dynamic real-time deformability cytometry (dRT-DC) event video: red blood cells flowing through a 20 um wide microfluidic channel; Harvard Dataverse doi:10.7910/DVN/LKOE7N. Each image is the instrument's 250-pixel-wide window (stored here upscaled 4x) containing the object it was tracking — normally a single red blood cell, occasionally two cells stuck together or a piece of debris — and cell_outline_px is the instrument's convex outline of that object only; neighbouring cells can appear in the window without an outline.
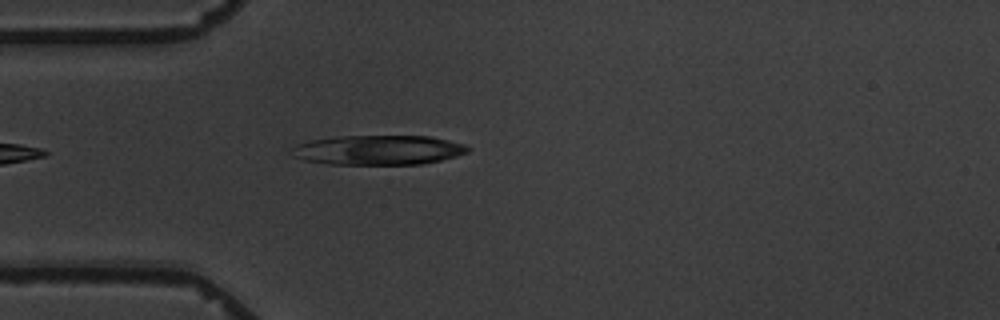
{"species": "common noctule bat (a hibernating species)", "species_latin": "Nyctalus noctula", "temperature_condition": "warm", "stored_images_in_passage": 2, "camera_frame_rate_fps": 3000, "um_per_image_px": 0.085, "animal": {"sex": "male", "body_mass_g": 19.5, "forearm_length_mm": 54.6}, "frame": {"image": 1, "passage_image": 2, "time_ms": 1.333, "image_size_px": [1000, 320], "cell_outline_px": [[468, 152], [456, 156], [440, 160], [420, 164], [328, 164], [304, 160], [292, 156], [288, 152], [296, 144], [312, 140], [336, 136], [428, 136], [448, 140], [464, 144], [468, 148]], "centroid_in_image_um": [32.09, 12.75], "position_along_channel_um": 52.9, "area_um2": 30.4}}